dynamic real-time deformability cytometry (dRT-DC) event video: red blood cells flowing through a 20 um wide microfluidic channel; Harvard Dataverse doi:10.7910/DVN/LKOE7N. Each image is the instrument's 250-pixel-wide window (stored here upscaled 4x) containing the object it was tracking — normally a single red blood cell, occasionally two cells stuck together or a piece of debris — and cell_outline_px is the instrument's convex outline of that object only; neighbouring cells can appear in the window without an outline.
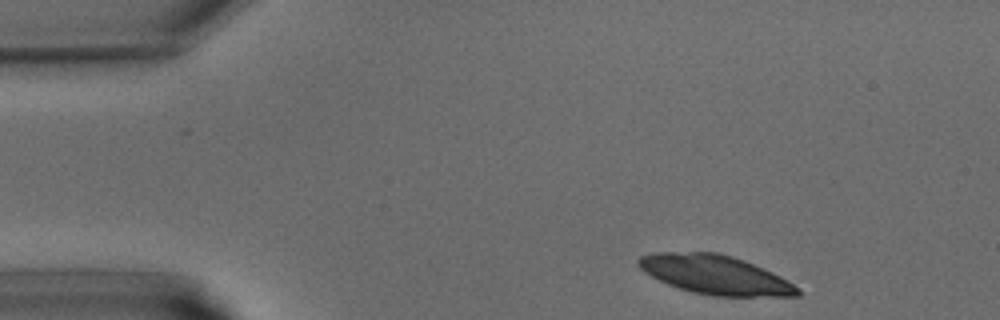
{"species": "common noctule bat (a hibernating species)", "species_latin": "Nyctalus noctula", "temperature_condition": "warm", "stored_images_in_passage": 11, "camera_frame_rate_fps": 3000, "um_per_image_px": 0.085, "animal": {"sex": "male", "body_mass_g": 15.6}, "frame": {"image": 1, "passage_image": 1, "time_ms": 0.0, "image_size_px": [1000, 320], "cell_outline_px": [[800, 296], [712, 296], [692, 292], [668, 284], [644, 272], [636, 264], [636, 260], [640, 256], [652, 252], [716, 252], [732, 256], [744, 260], [772, 272], [788, 280], [800, 288]], "centroid_in_image_um": [60.78, 23.35], "position_along_channel_um": 24.2, "area_um2": 36.24}}